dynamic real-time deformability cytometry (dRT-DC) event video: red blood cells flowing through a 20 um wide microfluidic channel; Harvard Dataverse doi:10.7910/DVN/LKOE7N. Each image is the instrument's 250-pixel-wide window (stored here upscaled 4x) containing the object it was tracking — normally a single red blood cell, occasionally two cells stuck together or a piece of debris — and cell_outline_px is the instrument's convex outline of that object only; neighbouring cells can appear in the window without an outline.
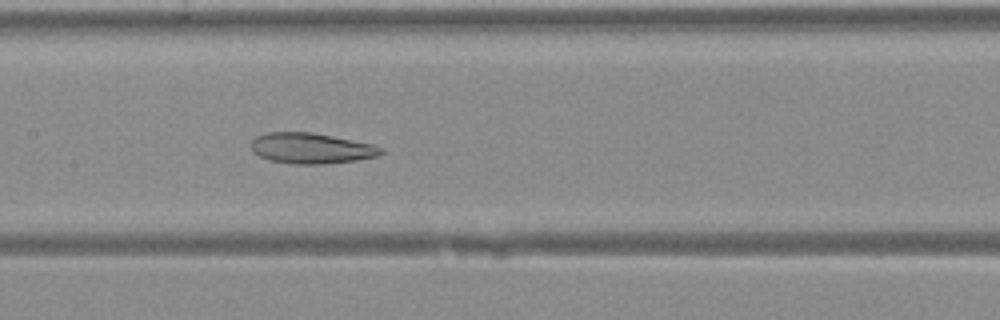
{"species": "Egyptian fruit bat (a non-hibernating species)", "species_latin": "Rousettus aegyptiacus", "temperature_condition": "warm", "stored_images_in_passage": 43, "camera_frame_rate_fps": 3000, "um_per_image_px": 0.085, "animal": {"sex": "female"}, "frame": {"image": 1, "passage_image": 22, "time_ms": 7.0, "image_size_px": [1000, 320], "cell_outline_px": [[384, 152], [376, 156], [356, 160], [324, 164], [296, 164], [268, 160], [252, 152], [252, 140], [256, 136], [264, 132], [312, 132], [372, 144], [384, 148]], "centroid_in_image_um": [26.43, 12.6], "position_along_channel_um": 181.0, "area_um2": 23.18}}
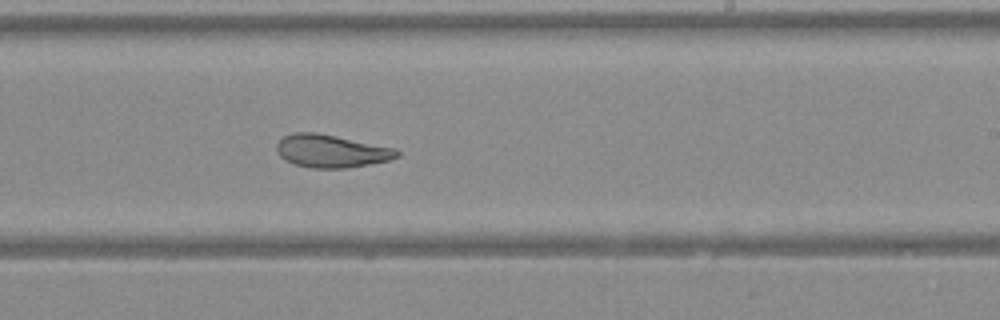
{"frame": {"image": 2, "passage_image": 27, "time_ms": 8.667, "image_size_px": [1000, 320], "cell_outline_px": [[400, 156], [388, 160], [348, 168], [312, 168], [296, 164], [284, 160], [280, 156], [276, 148], [276, 144], [284, 136], [296, 132], [316, 132], [396, 148], [400, 152]], "centroid_in_image_um": [28.16, 12.84], "position_along_channel_um": 260.8, "area_um2": 22.95}}
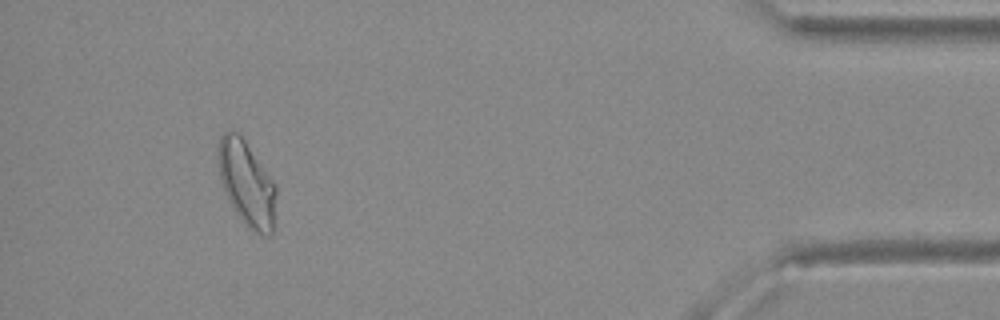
{"frame": {"image": 3, "passage_image": 40, "time_ms": 13.0, "image_size_px": [1000, 320], "cell_outline_px": [[276, 192], [272, 236], [260, 236], [252, 232], [244, 224], [228, 200], [220, 180], [220, 136], [224, 132], [236, 132], [244, 140], [276, 184]], "centroid_in_image_um": [21.01, 15.69], "position_along_channel_um": 414.2, "area_um2": 28.21}}